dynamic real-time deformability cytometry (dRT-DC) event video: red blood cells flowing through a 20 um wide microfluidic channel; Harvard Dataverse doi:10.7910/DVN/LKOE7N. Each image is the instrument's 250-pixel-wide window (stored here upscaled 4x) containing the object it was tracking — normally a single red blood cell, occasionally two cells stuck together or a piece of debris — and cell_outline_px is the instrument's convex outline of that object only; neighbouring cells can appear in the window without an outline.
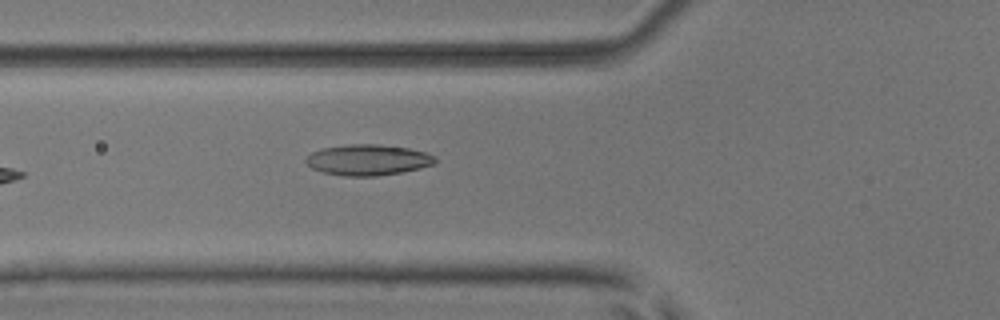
{"species": "common noctule bat (a hibernating species)", "species_latin": "Nyctalus noctula", "temperature_condition": "room temperature", "stored_images_in_passage": 7, "camera_frame_rate_fps": 3000, "um_per_image_px": 0.085, "animal": {"sex": "male", "body_mass_g": 17.9, "forearm_length_mm": 54.2}, "frame": {"image": 1, "passage_image": 7, "time_ms": 2.0, "image_size_px": [1000, 320], "cell_outline_px": [[436, 160], [432, 164], [420, 168], [400, 172], [376, 176], [344, 176], [324, 172], [312, 168], [304, 160], [312, 152], [320, 148], [348, 144], [376, 144], [408, 148], [424, 152], [436, 156]], "centroid_in_image_um": [31.25, 13.58], "position_along_channel_um": 94.6, "area_um2": 23.06}}